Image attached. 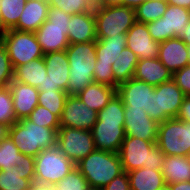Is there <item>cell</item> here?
<instances>
[{
  "instance_id": "obj_17",
  "label": "cell",
  "mask_w": 190,
  "mask_h": 190,
  "mask_svg": "<svg viewBox=\"0 0 190 190\" xmlns=\"http://www.w3.org/2000/svg\"><path fill=\"white\" fill-rule=\"evenodd\" d=\"M126 47L131 49L139 60L158 57L159 42L151 37L147 24L136 21L126 33Z\"/></svg>"
},
{
  "instance_id": "obj_34",
  "label": "cell",
  "mask_w": 190,
  "mask_h": 190,
  "mask_svg": "<svg viewBox=\"0 0 190 190\" xmlns=\"http://www.w3.org/2000/svg\"><path fill=\"white\" fill-rule=\"evenodd\" d=\"M125 107L121 98L115 94L108 104L98 112L97 121L124 123Z\"/></svg>"
},
{
  "instance_id": "obj_55",
  "label": "cell",
  "mask_w": 190,
  "mask_h": 190,
  "mask_svg": "<svg viewBox=\"0 0 190 190\" xmlns=\"http://www.w3.org/2000/svg\"><path fill=\"white\" fill-rule=\"evenodd\" d=\"M187 47H188L189 65H190V44H187Z\"/></svg>"
},
{
  "instance_id": "obj_31",
  "label": "cell",
  "mask_w": 190,
  "mask_h": 190,
  "mask_svg": "<svg viewBox=\"0 0 190 190\" xmlns=\"http://www.w3.org/2000/svg\"><path fill=\"white\" fill-rule=\"evenodd\" d=\"M166 0H146L135 9L136 21L148 23L163 16L167 9Z\"/></svg>"
},
{
  "instance_id": "obj_10",
  "label": "cell",
  "mask_w": 190,
  "mask_h": 190,
  "mask_svg": "<svg viewBox=\"0 0 190 190\" xmlns=\"http://www.w3.org/2000/svg\"><path fill=\"white\" fill-rule=\"evenodd\" d=\"M185 96L173 80L155 86L151 92V118L158 123L176 118Z\"/></svg>"
},
{
  "instance_id": "obj_46",
  "label": "cell",
  "mask_w": 190,
  "mask_h": 190,
  "mask_svg": "<svg viewBox=\"0 0 190 190\" xmlns=\"http://www.w3.org/2000/svg\"><path fill=\"white\" fill-rule=\"evenodd\" d=\"M119 5H122V0H98L95 3V6H101V7H113Z\"/></svg>"
},
{
  "instance_id": "obj_5",
  "label": "cell",
  "mask_w": 190,
  "mask_h": 190,
  "mask_svg": "<svg viewBox=\"0 0 190 190\" xmlns=\"http://www.w3.org/2000/svg\"><path fill=\"white\" fill-rule=\"evenodd\" d=\"M71 15L51 4L47 20L34 32L43 54L66 50Z\"/></svg>"
},
{
  "instance_id": "obj_47",
  "label": "cell",
  "mask_w": 190,
  "mask_h": 190,
  "mask_svg": "<svg viewBox=\"0 0 190 190\" xmlns=\"http://www.w3.org/2000/svg\"><path fill=\"white\" fill-rule=\"evenodd\" d=\"M28 190H55L54 186L33 181Z\"/></svg>"
},
{
  "instance_id": "obj_26",
  "label": "cell",
  "mask_w": 190,
  "mask_h": 190,
  "mask_svg": "<svg viewBox=\"0 0 190 190\" xmlns=\"http://www.w3.org/2000/svg\"><path fill=\"white\" fill-rule=\"evenodd\" d=\"M161 172L167 184L190 181V156H165Z\"/></svg>"
},
{
  "instance_id": "obj_54",
  "label": "cell",
  "mask_w": 190,
  "mask_h": 190,
  "mask_svg": "<svg viewBox=\"0 0 190 190\" xmlns=\"http://www.w3.org/2000/svg\"><path fill=\"white\" fill-rule=\"evenodd\" d=\"M158 190H171V186L170 184L165 183L161 188H159Z\"/></svg>"
},
{
  "instance_id": "obj_8",
  "label": "cell",
  "mask_w": 190,
  "mask_h": 190,
  "mask_svg": "<svg viewBox=\"0 0 190 190\" xmlns=\"http://www.w3.org/2000/svg\"><path fill=\"white\" fill-rule=\"evenodd\" d=\"M75 167L57 145L44 149L35 157L34 181L55 186Z\"/></svg>"
},
{
  "instance_id": "obj_9",
  "label": "cell",
  "mask_w": 190,
  "mask_h": 190,
  "mask_svg": "<svg viewBox=\"0 0 190 190\" xmlns=\"http://www.w3.org/2000/svg\"><path fill=\"white\" fill-rule=\"evenodd\" d=\"M1 41L7 49L13 70L44 56L34 32L10 29L4 33Z\"/></svg>"
},
{
  "instance_id": "obj_48",
  "label": "cell",
  "mask_w": 190,
  "mask_h": 190,
  "mask_svg": "<svg viewBox=\"0 0 190 190\" xmlns=\"http://www.w3.org/2000/svg\"><path fill=\"white\" fill-rule=\"evenodd\" d=\"M171 190H190V181L170 184Z\"/></svg>"
},
{
  "instance_id": "obj_36",
  "label": "cell",
  "mask_w": 190,
  "mask_h": 190,
  "mask_svg": "<svg viewBox=\"0 0 190 190\" xmlns=\"http://www.w3.org/2000/svg\"><path fill=\"white\" fill-rule=\"evenodd\" d=\"M16 122L12 93L8 86L0 87V123L10 127Z\"/></svg>"
},
{
  "instance_id": "obj_4",
  "label": "cell",
  "mask_w": 190,
  "mask_h": 190,
  "mask_svg": "<svg viewBox=\"0 0 190 190\" xmlns=\"http://www.w3.org/2000/svg\"><path fill=\"white\" fill-rule=\"evenodd\" d=\"M118 154L125 172L142 167L161 170L165 158V154L153 141L131 136H125Z\"/></svg>"
},
{
  "instance_id": "obj_38",
  "label": "cell",
  "mask_w": 190,
  "mask_h": 190,
  "mask_svg": "<svg viewBox=\"0 0 190 190\" xmlns=\"http://www.w3.org/2000/svg\"><path fill=\"white\" fill-rule=\"evenodd\" d=\"M29 121L43 127L59 129V118L47 108L37 105L27 117Z\"/></svg>"
},
{
  "instance_id": "obj_11",
  "label": "cell",
  "mask_w": 190,
  "mask_h": 190,
  "mask_svg": "<svg viewBox=\"0 0 190 190\" xmlns=\"http://www.w3.org/2000/svg\"><path fill=\"white\" fill-rule=\"evenodd\" d=\"M189 21V9L168 4L161 18L146 24L153 40L161 43L178 37L184 31Z\"/></svg>"
},
{
  "instance_id": "obj_25",
  "label": "cell",
  "mask_w": 190,
  "mask_h": 190,
  "mask_svg": "<svg viewBox=\"0 0 190 190\" xmlns=\"http://www.w3.org/2000/svg\"><path fill=\"white\" fill-rule=\"evenodd\" d=\"M116 94V87L93 82L84 88L77 96L84 104L96 112L102 110Z\"/></svg>"
},
{
  "instance_id": "obj_32",
  "label": "cell",
  "mask_w": 190,
  "mask_h": 190,
  "mask_svg": "<svg viewBox=\"0 0 190 190\" xmlns=\"http://www.w3.org/2000/svg\"><path fill=\"white\" fill-rule=\"evenodd\" d=\"M67 96L68 94L63 90L39 91L38 105L47 108L60 119Z\"/></svg>"
},
{
  "instance_id": "obj_37",
  "label": "cell",
  "mask_w": 190,
  "mask_h": 190,
  "mask_svg": "<svg viewBox=\"0 0 190 190\" xmlns=\"http://www.w3.org/2000/svg\"><path fill=\"white\" fill-rule=\"evenodd\" d=\"M51 4L70 15L94 12L95 9L92 0H53Z\"/></svg>"
},
{
  "instance_id": "obj_7",
  "label": "cell",
  "mask_w": 190,
  "mask_h": 190,
  "mask_svg": "<svg viewBox=\"0 0 190 190\" xmlns=\"http://www.w3.org/2000/svg\"><path fill=\"white\" fill-rule=\"evenodd\" d=\"M156 144L165 156H190V122L170 118L159 123Z\"/></svg>"
},
{
  "instance_id": "obj_53",
  "label": "cell",
  "mask_w": 190,
  "mask_h": 190,
  "mask_svg": "<svg viewBox=\"0 0 190 190\" xmlns=\"http://www.w3.org/2000/svg\"><path fill=\"white\" fill-rule=\"evenodd\" d=\"M5 32L6 31H5L4 27L2 26V24L0 22V41L2 40V37H3Z\"/></svg>"
},
{
  "instance_id": "obj_30",
  "label": "cell",
  "mask_w": 190,
  "mask_h": 190,
  "mask_svg": "<svg viewBox=\"0 0 190 190\" xmlns=\"http://www.w3.org/2000/svg\"><path fill=\"white\" fill-rule=\"evenodd\" d=\"M27 0H1L0 22L5 31L14 29L25 7Z\"/></svg>"
},
{
  "instance_id": "obj_20",
  "label": "cell",
  "mask_w": 190,
  "mask_h": 190,
  "mask_svg": "<svg viewBox=\"0 0 190 190\" xmlns=\"http://www.w3.org/2000/svg\"><path fill=\"white\" fill-rule=\"evenodd\" d=\"M8 87L12 93L17 121L27 118L38 105L39 91L35 87L14 80L9 83Z\"/></svg>"
},
{
  "instance_id": "obj_28",
  "label": "cell",
  "mask_w": 190,
  "mask_h": 190,
  "mask_svg": "<svg viewBox=\"0 0 190 190\" xmlns=\"http://www.w3.org/2000/svg\"><path fill=\"white\" fill-rule=\"evenodd\" d=\"M46 75V65L42 57L16 67L13 71V80L38 88L39 85H43Z\"/></svg>"
},
{
  "instance_id": "obj_50",
  "label": "cell",
  "mask_w": 190,
  "mask_h": 190,
  "mask_svg": "<svg viewBox=\"0 0 190 190\" xmlns=\"http://www.w3.org/2000/svg\"><path fill=\"white\" fill-rule=\"evenodd\" d=\"M181 38L186 44H190V21L186 24L184 31L178 36Z\"/></svg>"
},
{
  "instance_id": "obj_35",
  "label": "cell",
  "mask_w": 190,
  "mask_h": 190,
  "mask_svg": "<svg viewBox=\"0 0 190 190\" xmlns=\"http://www.w3.org/2000/svg\"><path fill=\"white\" fill-rule=\"evenodd\" d=\"M30 184L14 167L12 170H0V190H28Z\"/></svg>"
},
{
  "instance_id": "obj_40",
  "label": "cell",
  "mask_w": 190,
  "mask_h": 190,
  "mask_svg": "<svg viewBox=\"0 0 190 190\" xmlns=\"http://www.w3.org/2000/svg\"><path fill=\"white\" fill-rule=\"evenodd\" d=\"M13 67L5 45L0 41V87H6L13 80Z\"/></svg>"
},
{
  "instance_id": "obj_45",
  "label": "cell",
  "mask_w": 190,
  "mask_h": 190,
  "mask_svg": "<svg viewBox=\"0 0 190 190\" xmlns=\"http://www.w3.org/2000/svg\"><path fill=\"white\" fill-rule=\"evenodd\" d=\"M176 118L182 121L190 122V96H185Z\"/></svg>"
},
{
  "instance_id": "obj_39",
  "label": "cell",
  "mask_w": 190,
  "mask_h": 190,
  "mask_svg": "<svg viewBox=\"0 0 190 190\" xmlns=\"http://www.w3.org/2000/svg\"><path fill=\"white\" fill-rule=\"evenodd\" d=\"M55 190H89L85 177L75 167L59 183L54 186Z\"/></svg>"
},
{
  "instance_id": "obj_43",
  "label": "cell",
  "mask_w": 190,
  "mask_h": 190,
  "mask_svg": "<svg viewBox=\"0 0 190 190\" xmlns=\"http://www.w3.org/2000/svg\"><path fill=\"white\" fill-rule=\"evenodd\" d=\"M172 80L186 96H190V65L173 73Z\"/></svg>"
},
{
  "instance_id": "obj_56",
  "label": "cell",
  "mask_w": 190,
  "mask_h": 190,
  "mask_svg": "<svg viewBox=\"0 0 190 190\" xmlns=\"http://www.w3.org/2000/svg\"><path fill=\"white\" fill-rule=\"evenodd\" d=\"M34 1H40V2H50V3H52V0H34Z\"/></svg>"
},
{
  "instance_id": "obj_14",
  "label": "cell",
  "mask_w": 190,
  "mask_h": 190,
  "mask_svg": "<svg viewBox=\"0 0 190 190\" xmlns=\"http://www.w3.org/2000/svg\"><path fill=\"white\" fill-rule=\"evenodd\" d=\"M97 114L98 112L90 109L77 95H68L59 126L91 131L97 122Z\"/></svg>"
},
{
  "instance_id": "obj_19",
  "label": "cell",
  "mask_w": 190,
  "mask_h": 190,
  "mask_svg": "<svg viewBox=\"0 0 190 190\" xmlns=\"http://www.w3.org/2000/svg\"><path fill=\"white\" fill-rule=\"evenodd\" d=\"M158 59L172 73L189 65L187 44L179 37L159 44Z\"/></svg>"
},
{
  "instance_id": "obj_41",
  "label": "cell",
  "mask_w": 190,
  "mask_h": 190,
  "mask_svg": "<svg viewBox=\"0 0 190 190\" xmlns=\"http://www.w3.org/2000/svg\"><path fill=\"white\" fill-rule=\"evenodd\" d=\"M14 169L24 175V179H28L32 183L35 178V157L21 153L20 162Z\"/></svg>"
},
{
  "instance_id": "obj_23",
  "label": "cell",
  "mask_w": 190,
  "mask_h": 190,
  "mask_svg": "<svg viewBox=\"0 0 190 190\" xmlns=\"http://www.w3.org/2000/svg\"><path fill=\"white\" fill-rule=\"evenodd\" d=\"M173 73L170 72L158 59H142L136 65L134 78L147 84L158 86L172 80Z\"/></svg>"
},
{
  "instance_id": "obj_29",
  "label": "cell",
  "mask_w": 190,
  "mask_h": 190,
  "mask_svg": "<svg viewBox=\"0 0 190 190\" xmlns=\"http://www.w3.org/2000/svg\"><path fill=\"white\" fill-rule=\"evenodd\" d=\"M138 56L129 48L125 47L116 61L112 64L114 74V87L134 78Z\"/></svg>"
},
{
  "instance_id": "obj_6",
  "label": "cell",
  "mask_w": 190,
  "mask_h": 190,
  "mask_svg": "<svg viewBox=\"0 0 190 190\" xmlns=\"http://www.w3.org/2000/svg\"><path fill=\"white\" fill-rule=\"evenodd\" d=\"M94 15L97 40L127 33L136 22L135 9L123 5L95 6Z\"/></svg>"
},
{
  "instance_id": "obj_22",
  "label": "cell",
  "mask_w": 190,
  "mask_h": 190,
  "mask_svg": "<svg viewBox=\"0 0 190 190\" xmlns=\"http://www.w3.org/2000/svg\"><path fill=\"white\" fill-rule=\"evenodd\" d=\"M50 6V2L27 0L14 29L35 32L47 20Z\"/></svg>"
},
{
  "instance_id": "obj_15",
  "label": "cell",
  "mask_w": 190,
  "mask_h": 190,
  "mask_svg": "<svg viewBox=\"0 0 190 190\" xmlns=\"http://www.w3.org/2000/svg\"><path fill=\"white\" fill-rule=\"evenodd\" d=\"M155 86L130 78L116 88L125 108L144 110L151 117V92Z\"/></svg>"
},
{
  "instance_id": "obj_18",
  "label": "cell",
  "mask_w": 190,
  "mask_h": 190,
  "mask_svg": "<svg viewBox=\"0 0 190 190\" xmlns=\"http://www.w3.org/2000/svg\"><path fill=\"white\" fill-rule=\"evenodd\" d=\"M96 150L118 153L125 139L124 123L97 121L92 127Z\"/></svg>"
},
{
  "instance_id": "obj_12",
  "label": "cell",
  "mask_w": 190,
  "mask_h": 190,
  "mask_svg": "<svg viewBox=\"0 0 190 190\" xmlns=\"http://www.w3.org/2000/svg\"><path fill=\"white\" fill-rule=\"evenodd\" d=\"M57 146L74 164L96 150L90 130L70 127L58 129Z\"/></svg>"
},
{
  "instance_id": "obj_16",
  "label": "cell",
  "mask_w": 190,
  "mask_h": 190,
  "mask_svg": "<svg viewBox=\"0 0 190 190\" xmlns=\"http://www.w3.org/2000/svg\"><path fill=\"white\" fill-rule=\"evenodd\" d=\"M159 123L143 109L125 108L124 132L126 136L137 137L156 143Z\"/></svg>"
},
{
  "instance_id": "obj_52",
  "label": "cell",
  "mask_w": 190,
  "mask_h": 190,
  "mask_svg": "<svg viewBox=\"0 0 190 190\" xmlns=\"http://www.w3.org/2000/svg\"><path fill=\"white\" fill-rule=\"evenodd\" d=\"M8 126L0 123V142L8 136Z\"/></svg>"
},
{
  "instance_id": "obj_2",
  "label": "cell",
  "mask_w": 190,
  "mask_h": 190,
  "mask_svg": "<svg viewBox=\"0 0 190 190\" xmlns=\"http://www.w3.org/2000/svg\"><path fill=\"white\" fill-rule=\"evenodd\" d=\"M90 189L101 190L124 172L118 153L95 150L75 164Z\"/></svg>"
},
{
  "instance_id": "obj_51",
  "label": "cell",
  "mask_w": 190,
  "mask_h": 190,
  "mask_svg": "<svg viewBox=\"0 0 190 190\" xmlns=\"http://www.w3.org/2000/svg\"><path fill=\"white\" fill-rule=\"evenodd\" d=\"M146 0H122V5L136 9L140 4Z\"/></svg>"
},
{
  "instance_id": "obj_44",
  "label": "cell",
  "mask_w": 190,
  "mask_h": 190,
  "mask_svg": "<svg viewBox=\"0 0 190 190\" xmlns=\"http://www.w3.org/2000/svg\"><path fill=\"white\" fill-rule=\"evenodd\" d=\"M101 190H131L128 173L124 171L122 174L116 176Z\"/></svg>"
},
{
  "instance_id": "obj_13",
  "label": "cell",
  "mask_w": 190,
  "mask_h": 190,
  "mask_svg": "<svg viewBox=\"0 0 190 190\" xmlns=\"http://www.w3.org/2000/svg\"><path fill=\"white\" fill-rule=\"evenodd\" d=\"M43 59L47 75L43 85H39L37 90L43 92L63 90L67 92L70 66L65 50L44 54Z\"/></svg>"
},
{
  "instance_id": "obj_3",
  "label": "cell",
  "mask_w": 190,
  "mask_h": 190,
  "mask_svg": "<svg viewBox=\"0 0 190 190\" xmlns=\"http://www.w3.org/2000/svg\"><path fill=\"white\" fill-rule=\"evenodd\" d=\"M8 136L21 153L36 157L42 150L57 145L58 129L43 127L25 118L8 128Z\"/></svg>"
},
{
  "instance_id": "obj_42",
  "label": "cell",
  "mask_w": 190,
  "mask_h": 190,
  "mask_svg": "<svg viewBox=\"0 0 190 190\" xmlns=\"http://www.w3.org/2000/svg\"><path fill=\"white\" fill-rule=\"evenodd\" d=\"M94 82L114 87V74L112 65H95Z\"/></svg>"
},
{
  "instance_id": "obj_33",
  "label": "cell",
  "mask_w": 190,
  "mask_h": 190,
  "mask_svg": "<svg viewBox=\"0 0 190 190\" xmlns=\"http://www.w3.org/2000/svg\"><path fill=\"white\" fill-rule=\"evenodd\" d=\"M20 159L21 152L7 136L0 142V170H12L13 167L18 166Z\"/></svg>"
},
{
  "instance_id": "obj_27",
  "label": "cell",
  "mask_w": 190,
  "mask_h": 190,
  "mask_svg": "<svg viewBox=\"0 0 190 190\" xmlns=\"http://www.w3.org/2000/svg\"><path fill=\"white\" fill-rule=\"evenodd\" d=\"M128 173L131 190H158L165 184L161 170L142 167Z\"/></svg>"
},
{
  "instance_id": "obj_49",
  "label": "cell",
  "mask_w": 190,
  "mask_h": 190,
  "mask_svg": "<svg viewBox=\"0 0 190 190\" xmlns=\"http://www.w3.org/2000/svg\"><path fill=\"white\" fill-rule=\"evenodd\" d=\"M168 4L183 7L190 10V0H166Z\"/></svg>"
},
{
  "instance_id": "obj_21",
  "label": "cell",
  "mask_w": 190,
  "mask_h": 190,
  "mask_svg": "<svg viewBox=\"0 0 190 190\" xmlns=\"http://www.w3.org/2000/svg\"><path fill=\"white\" fill-rule=\"evenodd\" d=\"M67 26L69 44L97 41L94 12L71 15Z\"/></svg>"
},
{
  "instance_id": "obj_1",
  "label": "cell",
  "mask_w": 190,
  "mask_h": 190,
  "mask_svg": "<svg viewBox=\"0 0 190 190\" xmlns=\"http://www.w3.org/2000/svg\"><path fill=\"white\" fill-rule=\"evenodd\" d=\"M70 66L68 95H77L94 82L95 42L69 44L65 50Z\"/></svg>"
},
{
  "instance_id": "obj_24",
  "label": "cell",
  "mask_w": 190,
  "mask_h": 190,
  "mask_svg": "<svg viewBox=\"0 0 190 190\" xmlns=\"http://www.w3.org/2000/svg\"><path fill=\"white\" fill-rule=\"evenodd\" d=\"M126 33H118L115 37H107L95 42L96 65H112L126 47Z\"/></svg>"
}]
</instances>
